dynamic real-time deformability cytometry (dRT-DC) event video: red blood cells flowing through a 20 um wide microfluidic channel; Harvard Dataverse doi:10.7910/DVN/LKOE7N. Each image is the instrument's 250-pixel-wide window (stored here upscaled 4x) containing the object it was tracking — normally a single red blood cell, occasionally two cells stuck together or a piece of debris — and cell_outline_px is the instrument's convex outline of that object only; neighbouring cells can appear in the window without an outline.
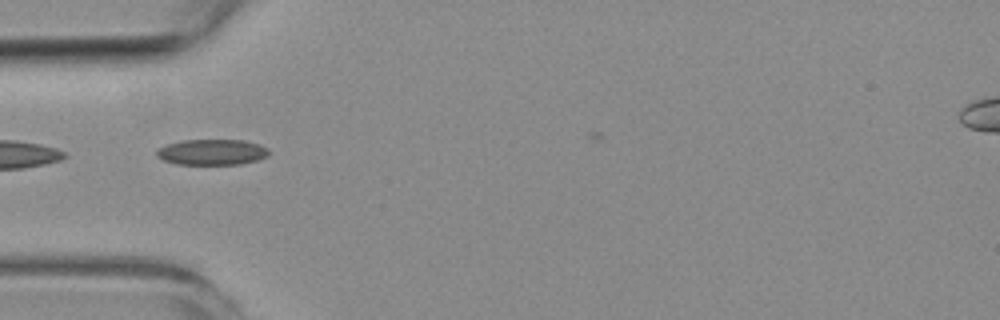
{"species": "common noctule bat (a hibernating species)", "species_latin": "Nyctalus noctula", "temperature_condition": "room temperature", "stored_images_in_passage": 4, "segment_of_instrument_passage": [2, 2], "camera_frame_rate_fps": 3000, "um_per_image_px": 0.085, "animal": {"sex": "female", "body_mass_g": 19.3, "forearm_length_mm": 54.1}, "frame": {"image": 1, "passage_image": 4, "time_ms": 4.0, "image_size_px": [1000, 320], "cell_outline_px": [[268, 156], [256, 160], [240, 164], [176, 164], [164, 160], [156, 156], [156, 152], [160, 148], [168, 144], [184, 140], [244, 140], [260, 144], [268, 148]], "centroid_in_image_um": [18.04, 12.93], "position_along_channel_um": 67.0, "area_um2": 16.7}}